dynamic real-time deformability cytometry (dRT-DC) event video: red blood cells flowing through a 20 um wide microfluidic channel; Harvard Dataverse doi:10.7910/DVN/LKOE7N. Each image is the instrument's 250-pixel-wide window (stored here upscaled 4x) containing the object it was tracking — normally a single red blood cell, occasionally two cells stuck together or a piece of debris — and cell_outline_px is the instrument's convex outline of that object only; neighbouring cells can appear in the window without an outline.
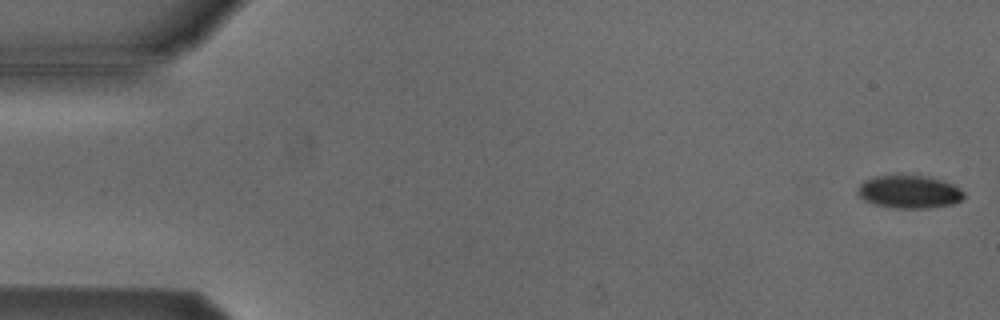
{"species": "Egyptian fruit bat (a non-hibernating species)", "species_latin": "Rousettus aegyptiacus", "temperature_condition": "cold", "stored_images_in_passage": 53, "camera_frame_rate_fps": 3000, "um_per_image_px": 0.085, "animal": {"sex": "male"}, "frame": {"image": 1, "passage_image": 1, "time_ms": 0.0, "image_size_px": [1000, 320], "cell_outline_px": [[964, 196], [960, 200], [952, 204], [928, 208], [896, 208], [876, 204], [864, 200], [856, 192], [860, 184], [864, 180], [876, 176], [928, 176], [944, 180], [960, 188], [964, 192]], "centroid_in_image_um": [77.3, 16.3], "position_along_channel_um": 7.7, "area_um2": 20.23}}
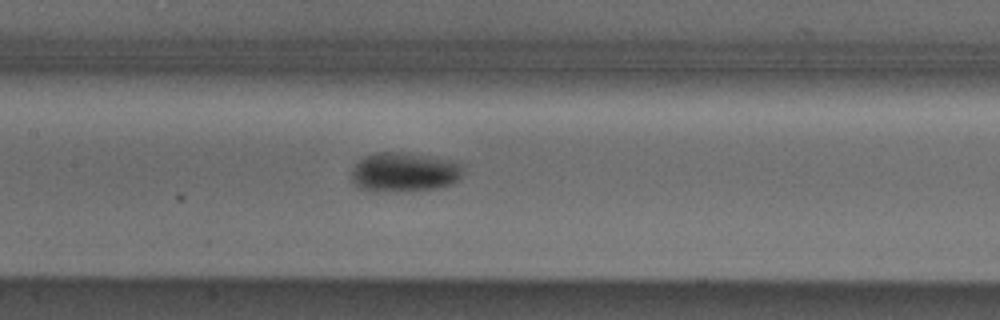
{"frame": {"image": 2, "passage_image": 25, "time_ms": 8.0, "image_size_px": [1000, 320], "cell_outline_px": [[460, 176], [452, 184], [436, 188], [408, 192], [372, 192], [360, 188], [352, 180], [352, 168], [364, 156], [376, 152], [404, 152], [432, 156], [456, 160], [460, 164]], "centroid_in_image_um": [34.34, 14.64], "position_along_channel_um": 173.1, "area_um2": 26.01}}
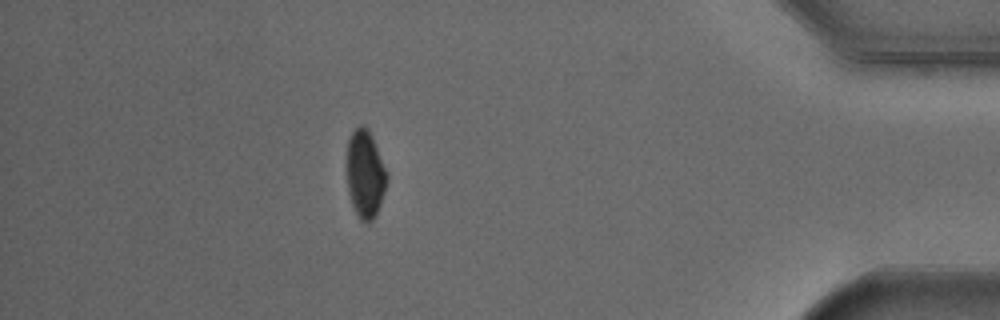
{"frame": {"image": 3, "passage_image": 47, "time_ms": 15.333, "image_size_px": [1000, 320], "cell_outline_px": [[388, 180], [376, 216], [372, 220], [360, 220], [352, 204], [348, 192], [344, 164], [348, 136], [360, 124], [364, 124], [368, 128], [372, 136], [388, 172]], "centroid_in_image_um": [31.0, 14.72], "position_along_channel_um": 404.2, "area_um2": 21.21}, "authors_computed_cell_mechanics": {"area_um2": 22.4264, "velocity_mm_per_s": 3.8284, "shape_relaxation_time_tau1_ms": 5.6711, "shape_relaxation_time_tau2_ms": null, "deformation_change_tau1": 0.1143, "deformation_change_tau2": null}}